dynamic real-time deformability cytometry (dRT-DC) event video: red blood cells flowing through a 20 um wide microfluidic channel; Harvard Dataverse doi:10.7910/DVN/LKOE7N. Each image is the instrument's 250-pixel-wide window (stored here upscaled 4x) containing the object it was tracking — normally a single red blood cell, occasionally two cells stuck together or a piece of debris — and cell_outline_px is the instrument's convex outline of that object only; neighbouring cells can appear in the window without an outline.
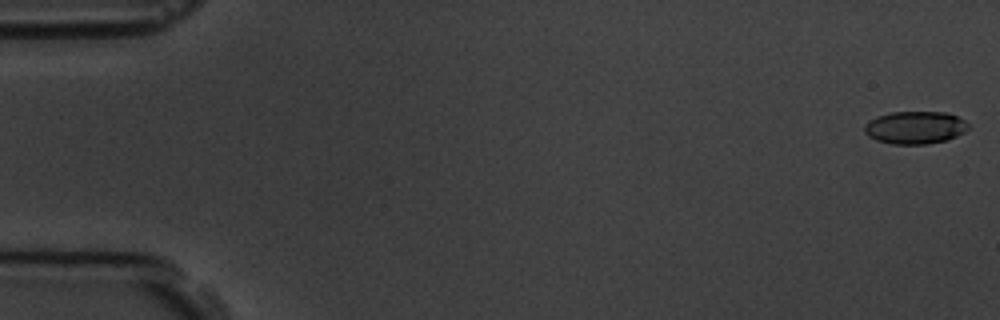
{"species": "common noctule bat (a hibernating species)", "species_latin": "Nyctalus noctula", "temperature_condition": "room temperature", "stored_images_in_passage": 5, "camera_frame_rate_fps": 3000, "um_per_image_px": 0.085, "animal": {"sex": "male", "body_mass_g": 19.5, "forearm_length_mm": 54.6}, "frame": {"image": 1, "passage_image": 1, "time_ms": 0.0, "image_size_px": [1000, 320], "cell_outline_px": [[968, 128], [964, 132], [948, 140], [928, 144], [892, 144], [876, 140], [868, 136], [864, 132], [864, 124], [876, 116], [892, 112], [948, 112], [964, 120], [968, 124]], "centroid_in_image_um": [77.77, 10.84], "position_along_channel_um": 7.2, "area_um2": 19.88}}
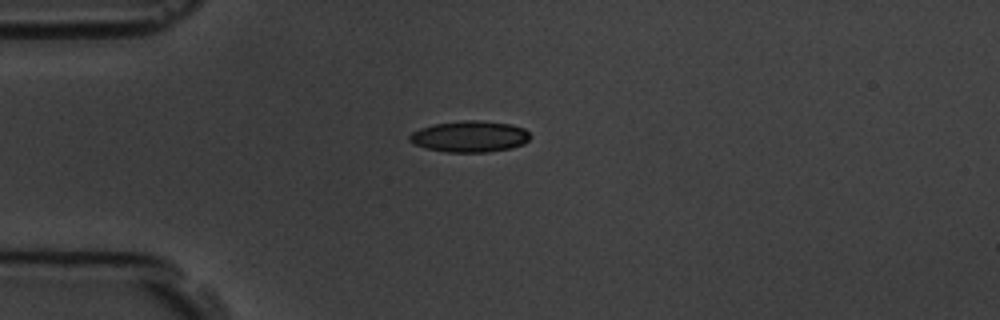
{"frame": {"image": 2, "passage_image": 5, "time_ms": 4.667, "image_size_px": [1000, 320], "cell_outline_px": [[532, 136], [524, 144], [512, 148], [488, 152], [444, 152], [424, 148], [408, 140], [408, 136], [412, 132], [420, 128], [436, 124], [464, 120], [476, 120], [512, 124], [524, 128]], "centroid_in_image_um": [39.95, 11.61], "position_along_channel_um": 45.1, "area_um2": 22.08}}